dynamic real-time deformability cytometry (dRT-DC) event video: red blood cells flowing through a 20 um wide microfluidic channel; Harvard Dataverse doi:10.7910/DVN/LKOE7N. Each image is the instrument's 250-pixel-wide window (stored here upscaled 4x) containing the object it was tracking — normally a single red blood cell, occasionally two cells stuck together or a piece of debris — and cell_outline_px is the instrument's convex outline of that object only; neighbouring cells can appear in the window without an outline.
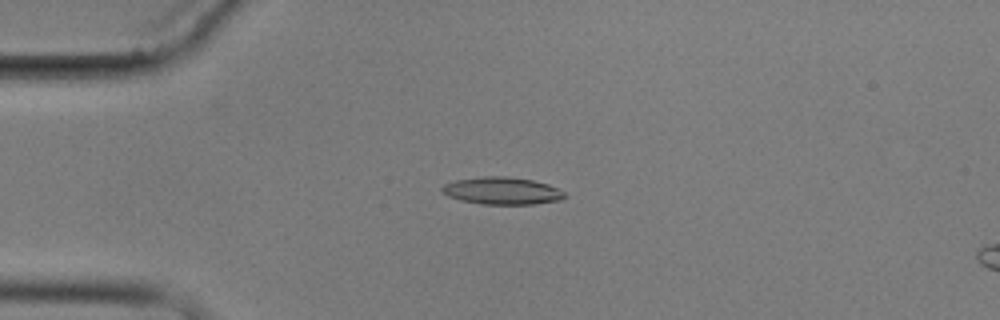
{"species": "common noctule bat (a hibernating species)", "species_latin": "Nyctalus noctula", "temperature_condition": "cold", "stored_images_in_passage": 6, "camera_frame_rate_fps": 3000, "um_per_image_px": 0.085, "animal": {"sex": "male", "body_mass_g": 17.9}, "frame": {"image": 1, "passage_image": 4, "time_ms": 3.667, "image_size_px": [1000, 320], "cell_outline_px": [[564, 196], [560, 200], [532, 204], [480, 204], [460, 200], [448, 196], [440, 192], [440, 188], [444, 184], [456, 180], [484, 176], [504, 176], [532, 180], [548, 184], [564, 192]], "centroid_in_image_um": [42.61, 16.22], "position_along_channel_um": 42.4, "area_um2": 19.42}}